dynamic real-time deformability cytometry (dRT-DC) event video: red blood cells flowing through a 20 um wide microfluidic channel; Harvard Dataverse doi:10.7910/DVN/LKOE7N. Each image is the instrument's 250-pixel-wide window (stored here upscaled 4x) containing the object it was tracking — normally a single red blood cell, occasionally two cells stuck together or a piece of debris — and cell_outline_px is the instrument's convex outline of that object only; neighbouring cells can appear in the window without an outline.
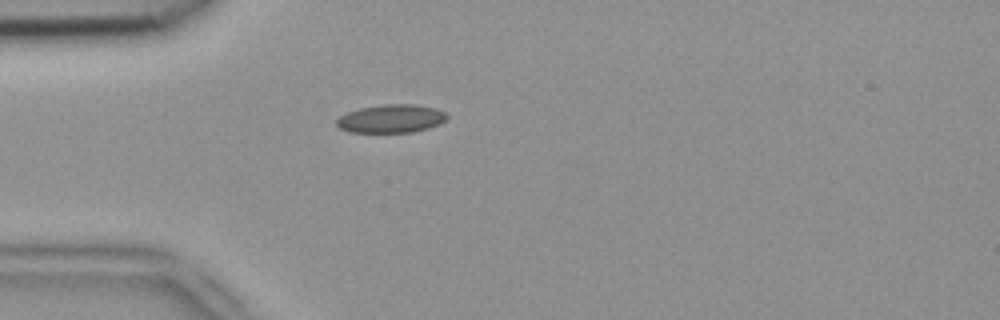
{"species": "common noctule bat (a hibernating species)", "species_latin": "Nyctalus noctula", "temperature_condition": "room temperature", "stored_images_in_passage": 1, "camera_frame_rate_fps": 3000, "um_per_image_px": 0.085, "animal": {"sex": "female", "body_mass_g": 18.4}, "frame": {"image": 1, "passage_image": 1, "time_ms": 0.0, "image_size_px": [1000, 320], "cell_outline_px": [[448, 120], [440, 124], [428, 128], [412, 132], [348, 132], [340, 128], [336, 124], [336, 120], [340, 116], [348, 112], [360, 108], [384, 104], [416, 104], [436, 108], [448, 112]], "centroid_in_image_um": [33.3, 10.08], "position_along_channel_um": 51.7, "area_um2": 18.38}}